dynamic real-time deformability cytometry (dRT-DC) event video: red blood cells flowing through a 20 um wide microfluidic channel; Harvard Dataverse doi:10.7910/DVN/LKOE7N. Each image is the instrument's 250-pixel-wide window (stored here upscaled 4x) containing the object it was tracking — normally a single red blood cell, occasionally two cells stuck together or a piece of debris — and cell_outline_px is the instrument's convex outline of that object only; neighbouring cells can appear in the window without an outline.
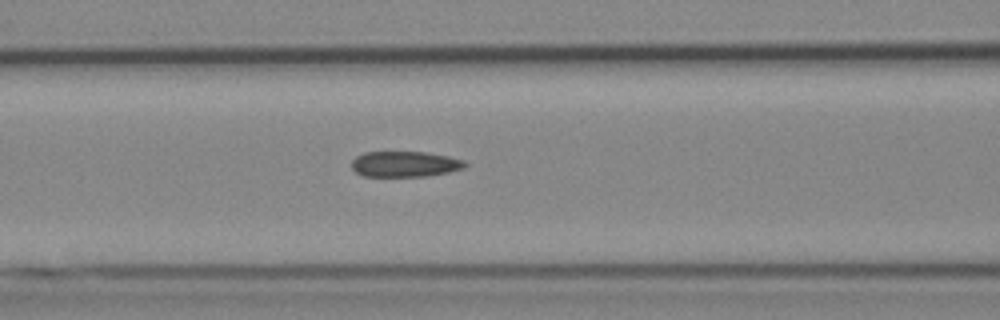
{"species": "Egyptian fruit bat (a non-hibernating species)", "species_latin": "Rousettus aegyptiacus", "temperature_condition": "cold", "stored_images_in_passage": 6, "camera_frame_rate_fps": 3000, "um_per_image_px": 0.085, "animal": {"sex": "female"}, "frame": {"image": 1, "passage_image": 6, "time_ms": 6.667, "image_size_px": [1000, 320], "cell_outline_px": [[468, 164], [464, 168], [448, 172], [428, 176], [364, 176], [356, 172], [352, 168], [352, 160], [356, 156], [364, 152], [424, 152], [448, 156], [464, 160]], "centroid_in_image_um": [34.42, 13.94], "position_along_channel_um": 132.2, "area_um2": 16.94}}